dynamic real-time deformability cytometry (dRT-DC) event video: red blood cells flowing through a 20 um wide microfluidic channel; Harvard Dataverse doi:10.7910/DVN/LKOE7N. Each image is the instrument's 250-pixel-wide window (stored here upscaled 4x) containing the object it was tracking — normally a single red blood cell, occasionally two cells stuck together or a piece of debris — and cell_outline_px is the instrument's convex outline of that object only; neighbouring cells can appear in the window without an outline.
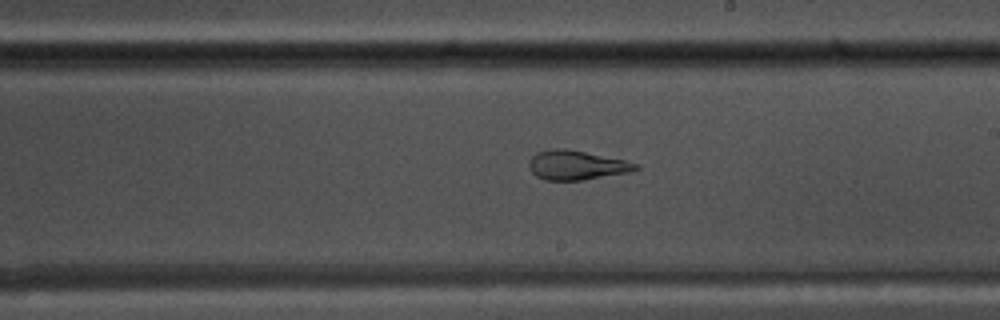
{"species": "common noctule bat (a hibernating species)", "species_latin": "Nyctalus noctula", "temperature_condition": "warm", "stored_images_in_passage": 30, "camera_frame_rate_fps": 3000, "um_per_image_px": 0.085, "animal": {"sex": "male", "body_mass_g": 17.5, "forearm_length_mm": 52.3}, "frame": {"image": 1, "passage_image": 17, "time_ms": 5.333, "image_size_px": [1000, 320], "cell_outline_px": [[640, 168], [628, 172], [584, 180], [544, 180], [536, 176], [532, 172], [528, 164], [532, 156], [536, 152], [552, 148], [564, 148], [624, 160], [640, 164]], "centroid_in_image_um": [48.98, 14.04], "position_along_channel_um": 240.0, "area_um2": 18.15}}
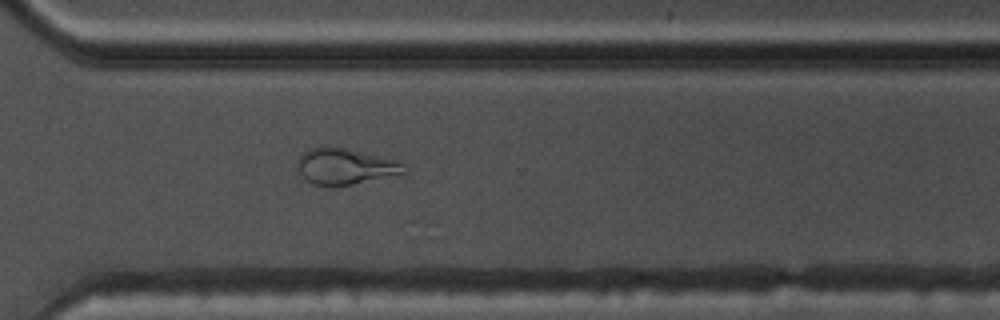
{"frame": {"image": 2, "passage_image": 25, "time_ms": 8.0, "image_size_px": [1000, 320], "cell_outline_px": [[408, 172], [404, 176], [332, 188], [312, 184], [296, 168], [296, 164], [300, 156], [308, 148], [344, 148], [400, 160], [408, 168]], "centroid_in_image_um": [29.48, 14.21], "position_along_channel_um": 341.1, "area_um2": 23.24}, "authors_computed_cell_mechanics": {"area_um2": 18.0336, "velocity_mm_per_s": 3.7995, "shape_relaxation_time_tau1_ms": null, "shape_relaxation_time_tau2_ms": 1.4503, "deformation_change_tau1": null, "deformation_change_tau2": 0.085}}